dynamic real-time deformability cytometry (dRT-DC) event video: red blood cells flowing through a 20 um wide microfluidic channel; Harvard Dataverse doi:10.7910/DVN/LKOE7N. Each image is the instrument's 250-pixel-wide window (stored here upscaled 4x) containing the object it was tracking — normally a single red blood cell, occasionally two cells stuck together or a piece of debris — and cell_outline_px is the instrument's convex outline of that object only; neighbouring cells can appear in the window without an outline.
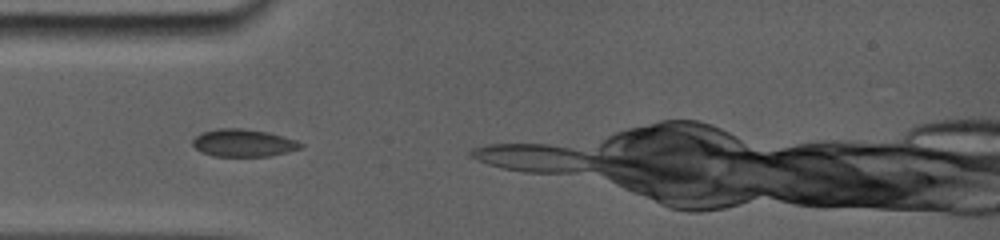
{"species": "common noctule bat (a hibernating species)", "species_latin": "Nyctalus noctula", "temperature_condition": "room temperature", "stored_images_in_passage": 4, "camera_frame_rate_fps": 5000, "um_per_image_px": 0.085, "animal": {"sex": "female", "body_mass_g": 19.0, "forearm_length_mm": 56.7}, "frame": {"image": 1, "passage_image": 2, "time_ms": 0.4, "image_size_px": [1000, 240], "cell_outline_px": [[300, 148], [268, 156], [212, 156], [200, 152], [192, 144], [192, 140], [196, 136], [204, 132], [220, 128], [236, 128], [264, 132], [280, 136], [292, 140], [300, 144]], "centroid_in_image_um": [20.57, 12.16], "position_along_channel_um": 64.4, "area_um2": 16.65}}